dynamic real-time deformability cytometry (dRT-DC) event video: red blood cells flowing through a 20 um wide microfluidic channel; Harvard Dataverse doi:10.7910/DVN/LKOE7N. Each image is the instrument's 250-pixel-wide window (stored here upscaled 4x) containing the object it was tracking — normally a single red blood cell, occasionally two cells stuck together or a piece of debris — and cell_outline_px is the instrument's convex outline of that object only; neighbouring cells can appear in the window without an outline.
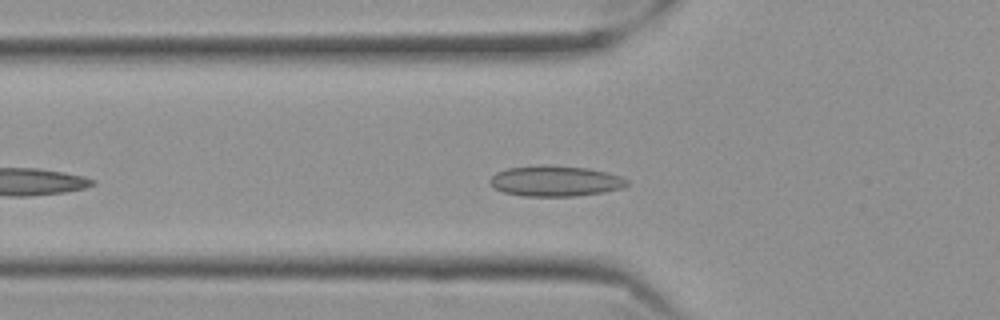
{"species": "Egyptian fruit bat (a non-hibernating species)", "species_latin": "Rousettus aegyptiacus", "temperature_condition": "cold", "stored_images_in_passage": 15, "camera_frame_rate_fps": 3000, "um_per_image_px": 0.085, "frame": {"image": 1, "passage_image": 2, "time_ms": 0.333, "image_size_px": [1000, 320], "cell_outline_px": [[628, 184], [620, 188], [604, 192], [576, 196], [524, 196], [504, 192], [496, 188], [488, 180], [496, 172], [508, 168], [552, 164], [588, 168], [620, 176], [628, 180]], "centroid_in_image_um": [47.2, 15.38], "position_along_channel_um": 78.6, "area_um2": 24.33}}
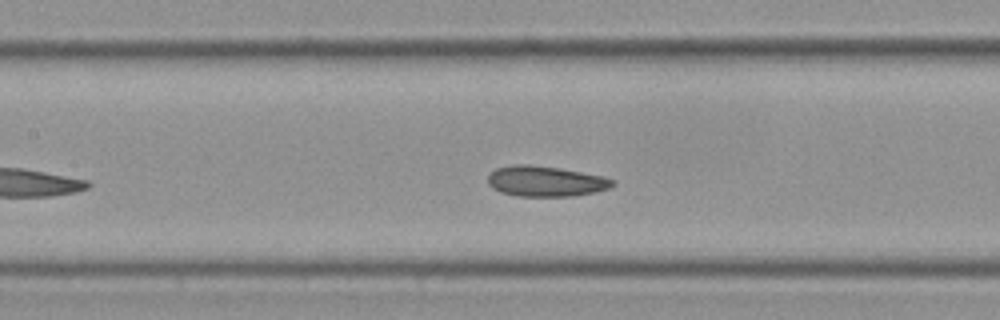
{"frame": {"image": 2, "passage_image": 9, "time_ms": 2.667, "image_size_px": [1000, 320], "cell_outline_px": [[616, 184], [608, 188], [592, 192], [572, 196], [516, 196], [500, 192], [492, 188], [488, 184], [488, 176], [496, 168], [516, 164], [528, 164], [556, 168], [604, 176], [616, 180]], "centroid_in_image_um": [46.36, 15.41], "position_along_channel_um": 161.0, "area_um2": 22.02}}
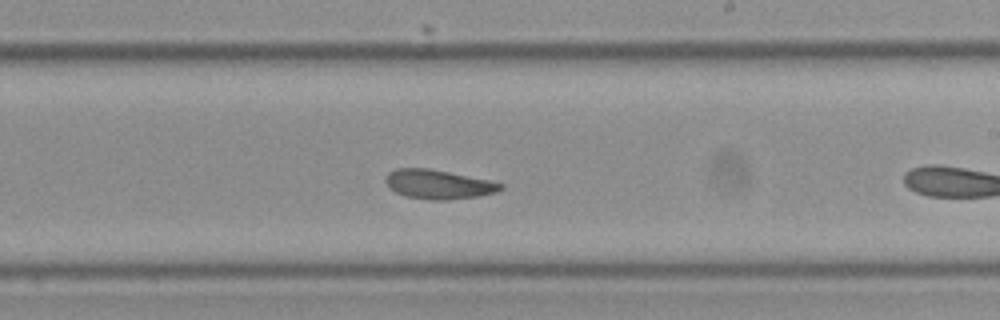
{"frame": {"image": 3, "passage_image": 13, "time_ms": 4.0, "image_size_px": [1000, 320], "cell_outline_px": [[504, 188], [496, 192], [476, 196], [448, 200], [428, 200], [404, 196], [396, 192], [384, 180], [384, 176], [388, 172], [396, 168], [428, 168], [488, 180], [504, 184]], "centroid_in_image_um": [37.23, 15.67], "position_along_channel_um": 251.8, "area_um2": 19.48}}